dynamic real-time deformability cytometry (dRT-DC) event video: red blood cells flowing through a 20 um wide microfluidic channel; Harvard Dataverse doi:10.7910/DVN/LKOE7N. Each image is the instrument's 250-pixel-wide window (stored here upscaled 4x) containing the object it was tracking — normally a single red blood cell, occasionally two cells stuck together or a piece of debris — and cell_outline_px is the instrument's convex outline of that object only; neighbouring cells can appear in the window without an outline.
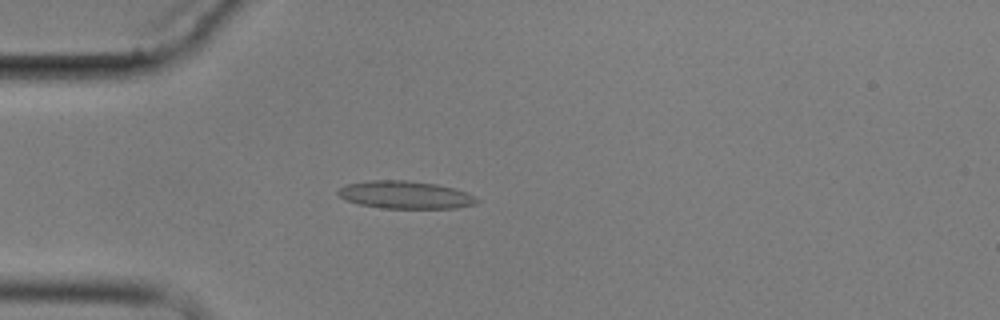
{"species": "common noctule bat (a hibernating species)", "species_latin": "Nyctalus noctula", "temperature_condition": "cold", "stored_images_in_passage": 3, "camera_frame_rate_fps": 3000, "um_per_image_px": 0.085, "animal": {"sex": "male", "body_mass_g": 17.9}, "frame": {"image": 1, "passage_image": 3, "time_ms": 3.667, "image_size_px": [1000, 320], "cell_outline_px": [[480, 200], [476, 204], [456, 208], [380, 208], [360, 204], [344, 200], [336, 192], [340, 188], [348, 184], [368, 180], [408, 180], [436, 184], [456, 188], [468, 192]], "centroid_in_image_um": [34.48, 16.56], "position_along_channel_um": 50.5, "area_um2": 22.54}}